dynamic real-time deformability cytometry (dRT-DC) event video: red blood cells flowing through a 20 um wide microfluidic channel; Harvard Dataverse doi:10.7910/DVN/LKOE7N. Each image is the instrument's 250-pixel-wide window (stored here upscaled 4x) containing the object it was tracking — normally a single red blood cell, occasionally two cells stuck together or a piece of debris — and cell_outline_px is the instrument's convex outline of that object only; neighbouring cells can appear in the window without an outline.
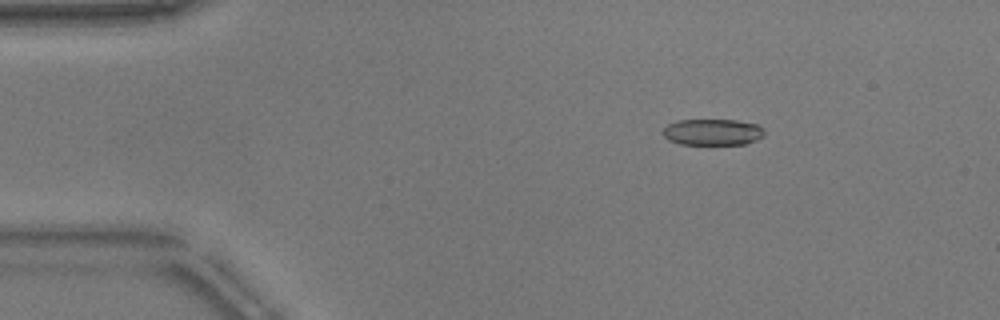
{"species": "common noctule bat (a hibernating species)", "species_latin": "Nyctalus noctula", "temperature_condition": "warm", "stored_images_in_passage": 53, "camera_frame_rate_fps": 3000, "um_per_image_px": 0.085, "animal": {"sex": "male", "body_mass_g": 17.9}, "frame": {"image": 1, "passage_image": 8, "time_ms": 2.333, "image_size_px": [1000, 320], "cell_outline_px": [[764, 136], [756, 140], [744, 144], [680, 144], [668, 140], [660, 132], [668, 124], [676, 120], [736, 120], [760, 124], [764, 128]], "centroid_in_image_um": [60.58, 11.22], "position_along_channel_um": 24.4, "area_um2": 15.78}}
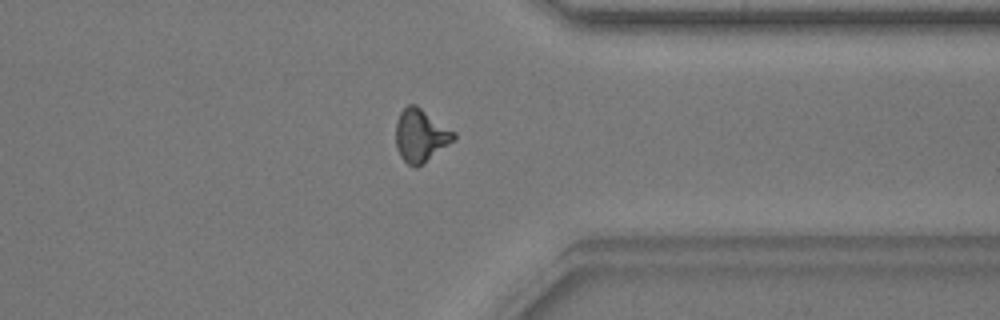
{"frame": {"image": 2, "passage_image": 41, "time_ms": 13.333, "image_size_px": [1000, 320], "cell_outline_px": [[456, 136], [448, 144], [424, 164], [416, 168], [408, 164], [400, 156], [396, 148], [396, 120], [400, 112], [408, 104], [416, 104], [456, 132]], "centroid_in_image_um": [35.74, 11.51], "position_along_channel_um": 375.7, "area_um2": 17.92}}
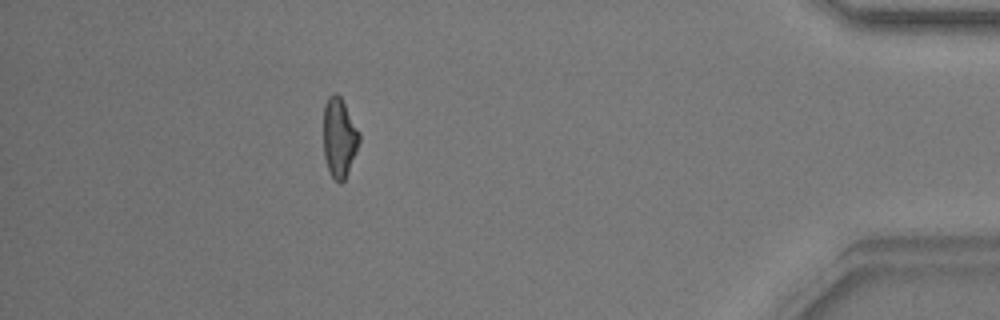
{"frame": {"image": 3, "passage_image": 47, "time_ms": 15.333, "image_size_px": [1000, 320], "cell_outline_px": [[360, 140], [356, 152], [348, 172], [344, 180], [340, 184], [332, 176], [328, 168], [324, 156], [324, 104], [328, 96], [332, 92], [336, 92], [340, 96], [360, 132]], "centroid_in_image_um": [28.84, 11.66], "position_along_channel_um": 406.4, "area_um2": 16.53}, "authors_computed_cell_mechanics": {"area_um2": 16.8776, "velocity_mm_per_s": 3.8368, "shape_relaxation_time_tau1_ms": 10.9447, "shape_relaxation_time_tau2_ms": 1.8317, "deformation_change_tau1": 0.2849, "deformation_change_tau2": 0.0919}}